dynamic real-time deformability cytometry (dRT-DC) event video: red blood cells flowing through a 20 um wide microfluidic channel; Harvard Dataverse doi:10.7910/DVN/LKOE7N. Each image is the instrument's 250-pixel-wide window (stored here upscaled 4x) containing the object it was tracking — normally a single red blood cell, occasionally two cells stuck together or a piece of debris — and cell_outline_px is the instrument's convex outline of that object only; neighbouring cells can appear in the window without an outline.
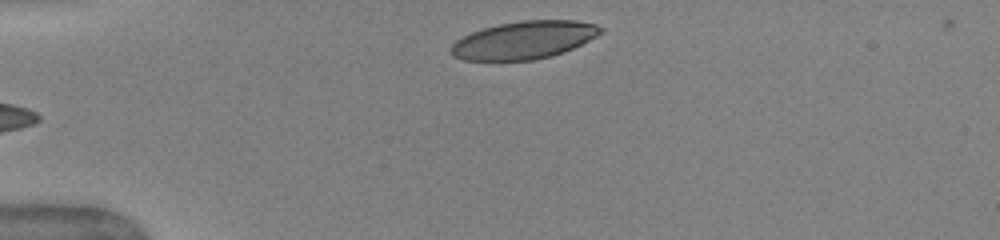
{"species": "human", "species_latin": "Homo sapiens", "temperature_condition": "warm", "stored_images_in_passage": 33, "camera_frame_rate_fps": 3000, "um_per_image_px": 0.085, "donor": {"sex": "female"}, "frame": {"image": 1, "passage_image": 1, "time_ms": 0.0, "image_size_px": [1000, 240], "cell_outline_px": [[604, 32], [564, 52], [552, 56], [532, 60], [464, 60], [452, 56], [448, 52], [452, 44], [456, 40], [472, 32], [484, 28], [500, 24], [520, 20], [576, 20], [596, 24], [604, 28]], "centroid_in_image_um": [44.54, 3.4], "position_along_channel_um": 40.5, "area_um2": 32.95}}
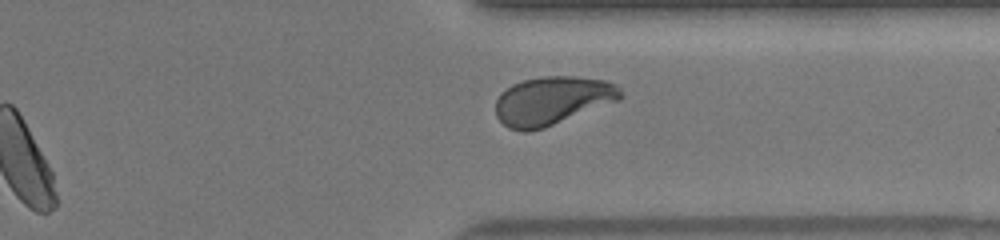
{"frame": {"image": 2, "passage_image": 28, "time_ms": 9.0, "image_size_px": [1000, 240], "cell_outline_px": [[624, 96], [620, 100], [544, 128], [528, 132], [524, 132], [508, 128], [496, 116], [496, 100], [500, 92], [512, 84], [524, 80], [544, 76], [576, 76], [604, 80], [616, 84], [620, 88]], "centroid_in_image_um": [46.95, 8.55], "position_along_channel_um": 364.4, "area_um2": 35.49}, "authors_computed_cell_mechanics": {"area_um2": 35.2002, "velocity_mm_per_s": 4.0323, "shape_relaxation_time_tau1_ms": 3.2461, "shape_relaxation_time_tau2_ms": null, "deformation_change_tau1": 0.1799, "deformation_change_tau2": null}}